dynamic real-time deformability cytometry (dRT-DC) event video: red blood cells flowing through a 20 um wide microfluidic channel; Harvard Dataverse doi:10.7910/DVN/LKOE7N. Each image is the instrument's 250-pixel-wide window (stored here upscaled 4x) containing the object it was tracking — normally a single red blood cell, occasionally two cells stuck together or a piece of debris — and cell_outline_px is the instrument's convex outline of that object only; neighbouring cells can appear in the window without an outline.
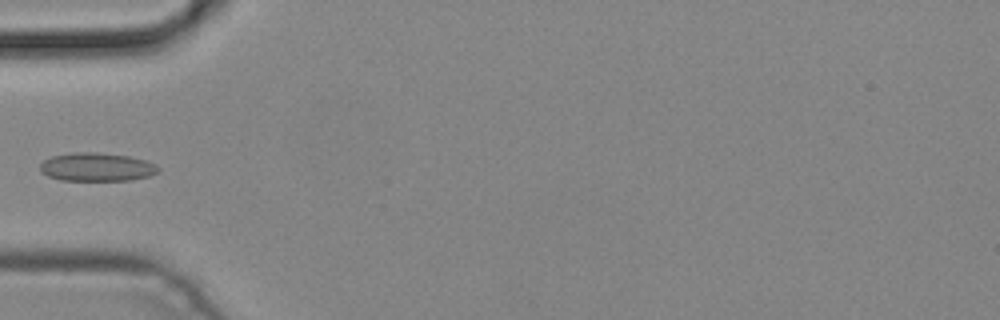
{"species": "common noctule bat (a hibernating species)", "species_latin": "Nyctalus noctula", "temperature_condition": "cold", "stored_images_in_passage": 5, "camera_frame_rate_fps": 3000, "um_per_image_px": 0.085, "animal": {"sex": "male", "body_mass_g": 19.2, "forearm_length_mm": 51.8}, "frame": {"image": 1, "passage_image": 4, "time_ms": 1.0, "image_size_px": [1000, 320], "cell_outline_px": [[160, 168], [156, 172], [148, 176], [132, 180], [60, 180], [48, 176], [40, 172], [40, 164], [44, 160], [52, 156], [72, 152], [96, 152], [128, 156], [144, 160], [156, 164]], "centroid_in_image_um": [8.19, 14.19], "position_along_channel_um": 76.8, "area_um2": 19.54}}
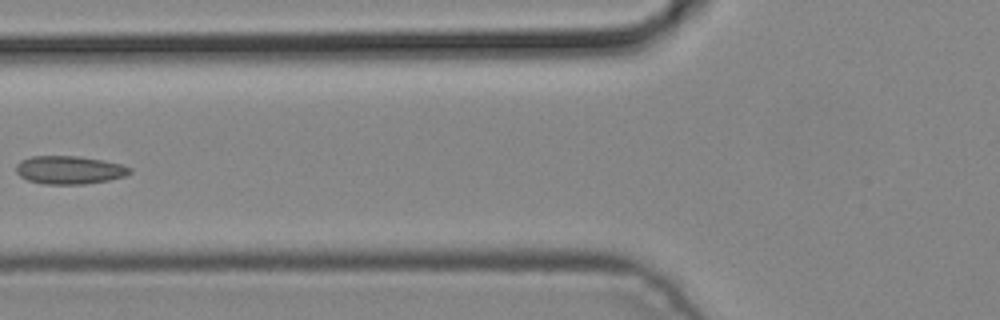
{"frame": {"image": 2, "passage_image": 5, "time_ms": 1.333, "image_size_px": [1000, 320], "cell_outline_px": [[132, 172], [124, 176], [108, 180], [84, 184], [44, 184], [28, 180], [20, 176], [16, 172], [16, 164], [20, 160], [32, 156], [80, 156], [104, 160], [120, 164], [132, 168]], "centroid_in_image_um": [5.89, 14.44], "position_along_channel_um": 119.9, "area_um2": 18.73}}